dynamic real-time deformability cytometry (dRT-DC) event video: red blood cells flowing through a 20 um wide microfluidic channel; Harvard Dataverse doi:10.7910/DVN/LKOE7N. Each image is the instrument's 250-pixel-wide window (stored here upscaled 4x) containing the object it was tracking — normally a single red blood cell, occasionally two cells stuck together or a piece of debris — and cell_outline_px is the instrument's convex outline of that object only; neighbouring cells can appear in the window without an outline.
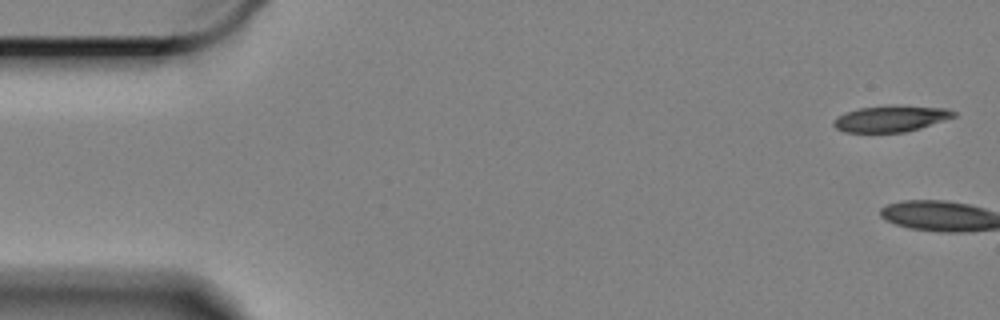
{"species": "Egyptian fruit bat (a non-hibernating species)", "species_latin": "Rousettus aegyptiacus", "temperature_condition": "cold", "stored_images_in_passage": 5, "camera_frame_rate_fps": 3000, "um_per_image_px": 0.085, "animal": {"sex": "female"}, "frame": {"image": 1, "passage_image": 1, "time_ms": 0.0, "image_size_px": [1000, 320], "cell_outline_px": [[956, 116], [920, 128], [904, 132], [844, 132], [836, 128], [832, 124], [832, 120], [836, 116], [844, 112], [860, 108], [948, 108], [956, 112]], "centroid_in_image_um": [75.64, 10.14], "position_along_channel_um": 9.4, "area_um2": 17.4}}